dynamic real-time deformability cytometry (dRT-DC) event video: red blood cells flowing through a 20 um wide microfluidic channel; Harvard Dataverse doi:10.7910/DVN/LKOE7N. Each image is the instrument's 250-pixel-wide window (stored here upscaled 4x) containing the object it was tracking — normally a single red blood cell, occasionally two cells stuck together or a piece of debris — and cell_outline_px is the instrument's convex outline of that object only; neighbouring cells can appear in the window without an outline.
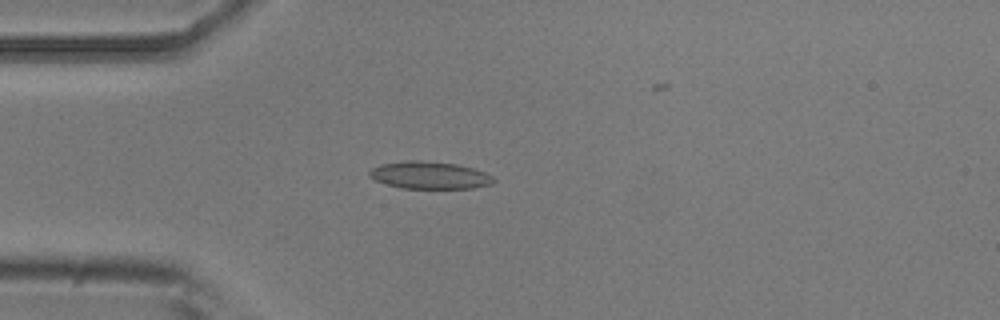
{"species": "common noctule bat (a hibernating species)", "species_latin": "Nyctalus noctula", "temperature_condition": "room temperature", "stored_images_in_passage": 29, "camera_frame_rate_fps": 3000, "um_per_image_px": 0.085, "animal": {"sex": "male", "body_mass_g": 20.5, "forearm_length_mm": 52.5}, "frame": {"image": 1, "passage_image": 1, "time_ms": 0.0, "image_size_px": [1000, 320], "cell_outline_px": [[496, 180], [492, 184], [472, 188], [400, 188], [376, 180], [368, 176], [368, 172], [372, 168], [380, 164], [408, 160], [420, 160], [456, 164], [472, 168], [484, 172], [492, 176]], "centroid_in_image_um": [36.5, 14.89], "position_along_channel_um": 48.5, "area_um2": 19.71}}
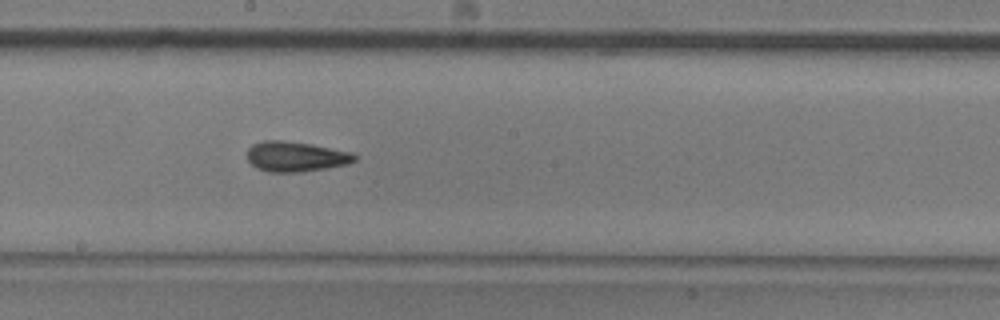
{"frame": {"image": 2, "passage_image": 15, "time_ms": 4.667, "image_size_px": [1000, 320], "cell_outline_px": [[356, 160], [348, 164], [328, 168], [300, 172], [268, 172], [256, 168], [248, 160], [248, 148], [252, 144], [264, 140], [280, 140], [312, 144], [352, 152], [356, 156]], "centroid_in_image_um": [25.14, 13.31], "position_along_channel_um": 223.1, "area_um2": 18.96}}
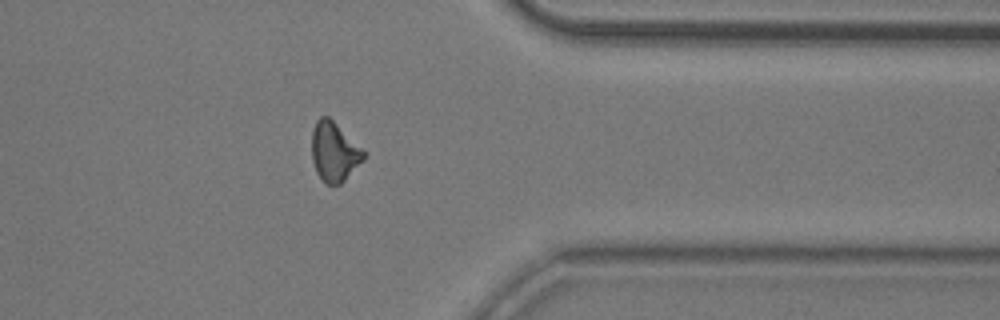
{"frame": {"image": 3, "passage_image": 28, "time_ms": 9.0, "image_size_px": [1000, 320], "cell_outline_px": [[364, 156], [344, 180], [340, 184], [324, 184], [316, 172], [312, 160], [312, 132], [316, 120], [320, 116], [328, 116], [364, 152]], "centroid_in_image_um": [28.33, 12.9], "position_along_channel_um": 383.1, "area_um2": 17.28}}